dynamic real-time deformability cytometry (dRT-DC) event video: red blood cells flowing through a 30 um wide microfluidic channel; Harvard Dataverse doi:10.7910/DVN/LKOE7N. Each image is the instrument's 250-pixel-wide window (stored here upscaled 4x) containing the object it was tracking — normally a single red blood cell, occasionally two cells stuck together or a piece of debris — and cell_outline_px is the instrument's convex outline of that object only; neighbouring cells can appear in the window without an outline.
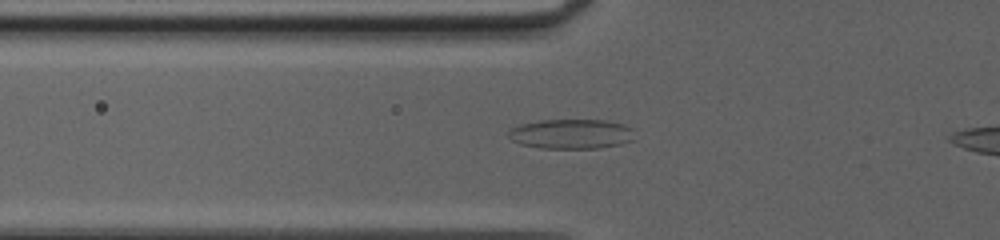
{"species": "common noctule bat (a hibernating species)", "species_latin": "Nyctalus noctula", "temperature_condition": "cold", "stored_images_in_passage": 38, "camera_frame_rate_fps": 3000, "um_per_image_px": 0.085, "animal": {"sex": "female", "body_mass_g": 20.0, "forearm_length_mm": 54.0}, "frame": {"image": 1, "passage_image": 11, "time_ms": 3.333, "image_size_px": [1000, 240], "cell_outline_px": [[636, 128], [632, 140], [620, 144], [600, 148], [540, 148], [520, 144], [512, 140], [508, 136], [508, 132], [512, 128], [520, 124], [540, 120], [604, 120], [624, 124]], "centroid_in_image_um": [48.59, 11.38], "position_along_channel_um": 77.2, "area_um2": 22.02}}
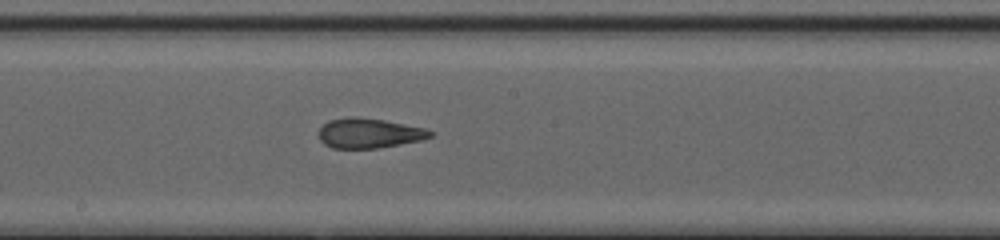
{"frame": {"image": 2, "passage_image": 21, "time_ms": 6.667, "image_size_px": [1000, 240], "cell_outline_px": [[432, 136], [424, 140], [376, 148], [332, 148], [324, 144], [320, 140], [320, 128], [328, 120], [348, 116], [356, 116], [384, 120], [424, 128], [432, 132]], "centroid_in_image_um": [31.36, 11.31], "position_along_channel_um": 216.8, "area_um2": 19.36}}
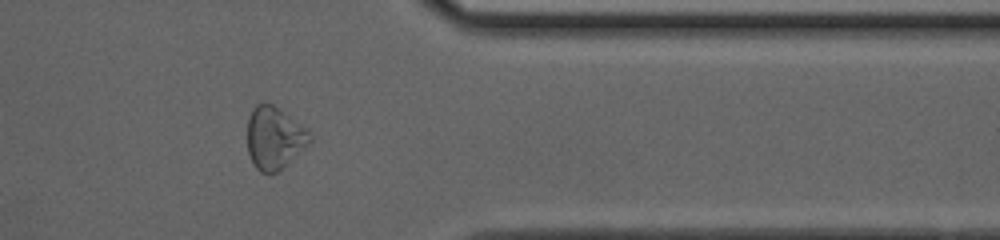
{"frame": {"image": 3, "passage_image": 34, "time_ms": 11.0, "image_size_px": [1000, 240], "cell_outline_px": [[312, 140], [308, 144], [276, 172], [260, 172], [252, 164], [248, 152], [248, 116], [252, 108], [256, 104], [264, 100], [268, 100], [308, 128], [312, 136]], "centroid_in_image_um": [23.3, 11.64], "position_along_channel_um": 388.1, "area_um2": 22.95}}